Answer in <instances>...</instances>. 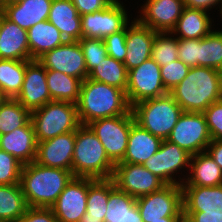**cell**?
Returning <instances> with one entry per match:
<instances>
[{
	"mask_svg": "<svg viewBox=\"0 0 222 222\" xmlns=\"http://www.w3.org/2000/svg\"><path fill=\"white\" fill-rule=\"evenodd\" d=\"M185 112H204L222 99V72L210 67H190L187 76L169 92Z\"/></svg>",
	"mask_w": 222,
	"mask_h": 222,
	"instance_id": "1",
	"label": "cell"
},
{
	"mask_svg": "<svg viewBox=\"0 0 222 222\" xmlns=\"http://www.w3.org/2000/svg\"><path fill=\"white\" fill-rule=\"evenodd\" d=\"M73 177L71 171L35 161L23 165L20 186L28 207L50 208Z\"/></svg>",
	"mask_w": 222,
	"mask_h": 222,
	"instance_id": "2",
	"label": "cell"
},
{
	"mask_svg": "<svg viewBox=\"0 0 222 222\" xmlns=\"http://www.w3.org/2000/svg\"><path fill=\"white\" fill-rule=\"evenodd\" d=\"M76 105L81 125H88L97 119L121 116L131 109L122 89L89 78L82 82Z\"/></svg>",
	"mask_w": 222,
	"mask_h": 222,
	"instance_id": "3",
	"label": "cell"
},
{
	"mask_svg": "<svg viewBox=\"0 0 222 222\" xmlns=\"http://www.w3.org/2000/svg\"><path fill=\"white\" fill-rule=\"evenodd\" d=\"M115 164L108 158L103 144L88 125L76 130L72 161L74 177L109 179L114 173Z\"/></svg>",
	"mask_w": 222,
	"mask_h": 222,
	"instance_id": "4",
	"label": "cell"
},
{
	"mask_svg": "<svg viewBox=\"0 0 222 222\" xmlns=\"http://www.w3.org/2000/svg\"><path fill=\"white\" fill-rule=\"evenodd\" d=\"M131 110L136 123L162 140L168 138L183 113L170 93L138 102Z\"/></svg>",
	"mask_w": 222,
	"mask_h": 222,
	"instance_id": "5",
	"label": "cell"
},
{
	"mask_svg": "<svg viewBox=\"0 0 222 222\" xmlns=\"http://www.w3.org/2000/svg\"><path fill=\"white\" fill-rule=\"evenodd\" d=\"M31 122L37 142L76 131L81 126L77 105L62 101H51L31 111Z\"/></svg>",
	"mask_w": 222,
	"mask_h": 222,
	"instance_id": "6",
	"label": "cell"
},
{
	"mask_svg": "<svg viewBox=\"0 0 222 222\" xmlns=\"http://www.w3.org/2000/svg\"><path fill=\"white\" fill-rule=\"evenodd\" d=\"M134 122V115L130 109L124 115L97 119L88 124L114 164L121 162L124 158L128 135Z\"/></svg>",
	"mask_w": 222,
	"mask_h": 222,
	"instance_id": "7",
	"label": "cell"
},
{
	"mask_svg": "<svg viewBox=\"0 0 222 222\" xmlns=\"http://www.w3.org/2000/svg\"><path fill=\"white\" fill-rule=\"evenodd\" d=\"M166 140L177 144L190 155L205 152L212 139L204 114L183 111Z\"/></svg>",
	"mask_w": 222,
	"mask_h": 222,
	"instance_id": "8",
	"label": "cell"
},
{
	"mask_svg": "<svg viewBox=\"0 0 222 222\" xmlns=\"http://www.w3.org/2000/svg\"><path fill=\"white\" fill-rule=\"evenodd\" d=\"M167 93L161 79L160 65L152 58L128 71L125 94L130 107L143 100Z\"/></svg>",
	"mask_w": 222,
	"mask_h": 222,
	"instance_id": "9",
	"label": "cell"
},
{
	"mask_svg": "<svg viewBox=\"0 0 222 222\" xmlns=\"http://www.w3.org/2000/svg\"><path fill=\"white\" fill-rule=\"evenodd\" d=\"M142 220L184 217L183 192L180 185L166 184L159 191L136 198Z\"/></svg>",
	"mask_w": 222,
	"mask_h": 222,
	"instance_id": "10",
	"label": "cell"
},
{
	"mask_svg": "<svg viewBox=\"0 0 222 222\" xmlns=\"http://www.w3.org/2000/svg\"><path fill=\"white\" fill-rule=\"evenodd\" d=\"M191 156L192 155L180 148L177 144L163 140L159 150L151 156L143 166L165 184L181 186L184 183V179L182 178L176 181L174 174H178L177 172L180 169L182 170L184 167L188 168L190 166Z\"/></svg>",
	"mask_w": 222,
	"mask_h": 222,
	"instance_id": "11",
	"label": "cell"
},
{
	"mask_svg": "<svg viewBox=\"0 0 222 222\" xmlns=\"http://www.w3.org/2000/svg\"><path fill=\"white\" fill-rule=\"evenodd\" d=\"M112 179L119 190L134 198L159 191L166 185L143 165L132 163L115 164Z\"/></svg>",
	"mask_w": 222,
	"mask_h": 222,
	"instance_id": "12",
	"label": "cell"
},
{
	"mask_svg": "<svg viewBox=\"0 0 222 222\" xmlns=\"http://www.w3.org/2000/svg\"><path fill=\"white\" fill-rule=\"evenodd\" d=\"M116 0L103 10L81 16L82 37L99 38L123 31L129 23L125 7Z\"/></svg>",
	"mask_w": 222,
	"mask_h": 222,
	"instance_id": "13",
	"label": "cell"
},
{
	"mask_svg": "<svg viewBox=\"0 0 222 222\" xmlns=\"http://www.w3.org/2000/svg\"><path fill=\"white\" fill-rule=\"evenodd\" d=\"M37 60L45 69L59 71L82 81L88 78L83 50L78 41H66Z\"/></svg>",
	"mask_w": 222,
	"mask_h": 222,
	"instance_id": "14",
	"label": "cell"
},
{
	"mask_svg": "<svg viewBox=\"0 0 222 222\" xmlns=\"http://www.w3.org/2000/svg\"><path fill=\"white\" fill-rule=\"evenodd\" d=\"M88 177H73L50 207L58 222H79L87 209Z\"/></svg>",
	"mask_w": 222,
	"mask_h": 222,
	"instance_id": "15",
	"label": "cell"
},
{
	"mask_svg": "<svg viewBox=\"0 0 222 222\" xmlns=\"http://www.w3.org/2000/svg\"><path fill=\"white\" fill-rule=\"evenodd\" d=\"M139 19L142 25L158 33L170 32L185 8L184 0H146Z\"/></svg>",
	"mask_w": 222,
	"mask_h": 222,
	"instance_id": "16",
	"label": "cell"
},
{
	"mask_svg": "<svg viewBox=\"0 0 222 222\" xmlns=\"http://www.w3.org/2000/svg\"><path fill=\"white\" fill-rule=\"evenodd\" d=\"M76 131L37 142L35 162L46 167L61 168L72 172Z\"/></svg>",
	"mask_w": 222,
	"mask_h": 222,
	"instance_id": "17",
	"label": "cell"
},
{
	"mask_svg": "<svg viewBox=\"0 0 222 222\" xmlns=\"http://www.w3.org/2000/svg\"><path fill=\"white\" fill-rule=\"evenodd\" d=\"M15 99L30 111L52 101L46 82V69L38 60L26 61L22 89Z\"/></svg>",
	"mask_w": 222,
	"mask_h": 222,
	"instance_id": "18",
	"label": "cell"
},
{
	"mask_svg": "<svg viewBox=\"0 0 222 222\" xmlns=\"http://www.w3.org/2000/svg\"><path fill=\"white\" fill-rule=\"evenodd\" d=\"M157 33L137 19L131 22L130 27H126L127 53L123 63L128 71L151 58L152 45Z\"/></svg>",
	"mask_w": 222,
	"mask_h": 222,
	"instance_id": "19",
	"label": "cell"
},
{
	"mask_svg": "<svg viewBox=\"0 0 222 222\" xmlns=\"http://www.w3.org/2000/svg\"><path fill=\"white\" fill-rule=\"evenodd\" d=\"M0 59L31 61L27 30L0 17Z\"/></svg>",
	"mask_w": 222,
	"mask_h": 222,
	"instance_id": "20",
	"label": "cell"
},
{
	"mask_svg": "<svg viewBox=\"0 0 222 222\" xmlns=\"http://www.w3.org/2000/svg\"><path fill=\"white\" fill-rule=\"evenodd\" d=\"M0 150L11 154L23 165L34 162L37 153V140L31 120L21 128L0 135Z\"/></svg>",
	"mask_w": 222,
	"mask_h": 222,
	"instance_id": "21",
	"label": "cell"
},
{
	"mask_svg": "<svg viewBox=\"0 0 222 222\" xmlns=\"http://www.w3.org/2000/svg\"><path fill=\"white\" fill-rule=\"evenodd\" d=\"M162 141L161 138L154 136L134 122L128 135V144L124 158L119 163L143 165L159 150Z\"/></svg>",
	"mask_w": 222,
	"mask_h": 222,
	"instance_id": "22",
	"label": "cell"
},
{
	"mask_svg": "<svg viewBox=\"0 0 222 222\" xmlns=\"http://www.w3.org/2000/svg\"><path fill=\"white\" fill-rule=\"evenodd\" d=\"M183 212L222 213V184L218 186H181Z\"/></svg>",
	"mask_w": 222,
	"mask_h": 222,
	"instance_id": "23",
	"label": "cell"
},
{
	"mask_svg": "<svg viewBox=\"0 0 222 222\" xmlns=\"http://www.w3.org/2000/svg\"><path fill=\"white\" fill-rule=\"evenodd\" d=\"M52 2L53 0H23L1 10L8 20L28 30L35 24L48 20Z\"/></svg>",
	"mask_w": 222,
	"mask_h": 222,
	"instance_id": "24",
	"label": "cell"
},
{
	"mask_svg": "<svg viewBox=\"0 0 222 222\" xmlns=\"http://www.w3.org/2000/svg\"><path fill=\"white\" fill-rule=\"evenodd\" d=\"M48 21L58 28L66 41L82 37L81 16L71 0H53Z\"/></svg>",
	"mask_w": 222,
	"mask_h": 222,
	"instance_id": "25",
	"label": "cell"
},
{
	"mask_svg": "<svg viewBox=\"0 0 222 222\" xmlns=\"http://www.w3.org/2000/svg\"><path fill=\"white\" fill-rule=\"evenodd\" d=\"M188 175L181 186L212 187L222 184V170L205 151L192 155Z\"/></svg>",
	"mask_w": 222,
	"mask_h": 222,
	"instance_id": "26",
	"label": "cell"
},
{
	"mask_svg": "<svg viewBox=\"0 0 222 222\" xmlns=\"http://www.w3.org/2000/svg\"><path fill=\"white\" fill-rule=\"evenodd\" d=\"M29 51L32 60L64 44L65 38L48 20L39 22L27 30Z\"/></svg>",
	"mask_w": 222,
	"mask_h": 222,
	"instance_id": "27",
	"label": "cell"
},
{
	"mask_svg": "<svg viewBox=\"0 0 222 222\" xmlns=\"http://www.w3.org/2000/svg\"><path fill=\"white\" fill-rule=\"evenodd\" d=\"M211 26L212 19L206 11L185 7L171 33L181 39H201L213 31Z\"/></svg>",
	"mask_w": 222,
	"mask_h": 222,
	"instance_id": "28",
	"label": "cell"
},
{
	"mask_svg": "<svg viewBox=\"0 0 222 222\" xmlns=\"http://www.w3.org/2000/svg\"><path fill=\"white\" fill-rule=\"evenodd\" d=\"M109 197V179L88 177L87 209L79 222H104Z\"/></svg>",
	"mask_w": 222,
	"mask_h": 222,
	"instance_id": "29",
	"label": "cell"
},
{
	"mask_svg": "<svg viewBox=\"0 0 222 222\" xmlns=\"http://www.w3.org/2000/svg\"><path fill=\"white\" fill-rule=\"evenodd\" d=\"M46 82L52 101L71 102L79 100L82 80L59 71L46 69Z\"/></svg>",
	"mask_w": 222,
	"mask_h": 222,
	"instance_id": "30",
	"label": "cell"
},
{
	"mask_svg": "<svg viewBox=\"0 0 222 222\" xmlns=\"http://www.w3.org/2000/svg\"><path fill=\"white\" fill-rule=\"evenodd\" d=\"M27 209L28 205L20 183L0 185V221L15 222Z\"/></svg>",
	"mask_w": 222,
	"mask_h": 222,
	"instance_id": "31",
	"label": "cell"
},
{
	"mask_svg": "<svg viewBox=\"0 0 222 222\" xmlns=\"http://www.w3.org/2000/svg\"><path fill=\"white\" fill-rule=\"evenodd\" d=\"M88 78L117 87L126 92L128 70L123 62L107 55L103 61L88 73Z\"/></svg>",
	"mask_w": 222,
	"mask_h": 222,
	"instance_id": "32",
	"label": "cell"
},
{
	"mask_svg": "<svg viewBox=\"0 0 222 222\" xmlns=\"http://www.w3.org/2000/svg\"><path fill=\"white\" fill-rule=\"evenodd\" d=\"M26 71V61L0 59V90L7 98L20 93Z\"/></svg>",
	"mask_w": 222,
	"mask_h": 222,
	"instance_id": "33",
	"label": "cell"
},
{
	"mask_svg": "<svg viewBox=\"0 0 222 222\" xmlns=\"http://www.w3.org/2000/svg\"><path fill=\"white\" fill-rule=\"evenodd\" d=\"M31 120V111L19 101L7 98L0 107V135L25 126Z\"/></svg>",
	"mask_w": 222,
	"mask_h": 222,
	"instance_id": "34",
	"label": "cell"
},
{
	"mask_svg": "<svg viewBox=\"0 0 222 222\" xmlns=\"http://www.w3.org/2000/svg\"><path fill=\"white\" fill-rule=\"evenodd\" d=\"M199 66L222 72V31L215 30L199 39Z\"/></svg>",
	"mask_w": 222,
	"mask_h": 222,
	"instance_id": "35",
	"label": "cell"
},
{
	"mask_svg": "<svg viewBox=\"0 0 222 222\" xmlns=\"http://www.w3.org/2000/svg\"><path fill=\"white\" fill-rule=\"evenodd\" d=\"M136 204V198L119 190L109 178V197L104 222H117Z\"/></svg>",
	"mask_w": 222,
	"mask_h": 222,
	"instance_id": "36",
	"label": "cell"
},
{
	"mask_svg": "<svg viewBox=\"0 0 222 222\" xmlns=\"http://www.w3.org/2000/svg\"><path fill=\"white\" fill-rule=\"evenodd\" d=\"M172 35L170 32L157 33L153 41L151 58L160 66L178 59V38Z\"/></svg>",
	"mask_w": 222,
	"mask_h": 222,
	"instance_id": "37",
	"label": "cell"
},
{
	"mask_svg": "<svg viewBox=\"0 0 222 222\" xmlns=\"http://www.w3.org/2000/svg\"><path fill=\"white\" fill-rule=\"evenodd\" d=\"M78 42L83 50L87 73H89L108 55L104 40L99 38L81 37Z\"/></svg>",
	"mask_w": 222,
	"mask_h": 222,
	"instance_id": "38",
	"label": "cell"
},
{
	"mask_svg": "<svg viewBox=\"0 0 222 222\" xmlns=\"http://www.w3.org/2000/svg\"><path fill=\"white\" fill-rule=\"evenodd\" d=\"M22 167L14 156L0 150V185L19 184Z\"/></svg>",
	"mask_w": 222,
	"mask_h": 222,
	"instance_id": "39",
	"label": "cell"
},
{
	"mask_svg": "<svg viewBox=\"0 0 222 222\" xmlns=\"http://www.w3.org/2000/svg\"><path fill=\"white\" fill-rule=\"evenodd\" d=\"M189 69L190 67L179 59L160 66L161 79L168 93L187 76Z\"/></svg>",
	"mask_w": 222,
	"mask_h": 222,
	"instance_id": "40",
	"label": "cell"
},
{
	"mask_svg": "<svg viewBox=\"0 0 222 222\" xmlns=\"http://www.w3.org/2000/svg\"><path fill=\"white\" fill-rule=\"evenodd\" d=\"M203 114L211 139L222 141V99L212 103Z\"/></svg>",
	"mask_w": 222,
	"mask_h": 222,
	"instance_id": "41",
	"label": "cell"
},
{
	"mask_svg": "<svg viewBox=\"0 0 222 222\" xmlns=\"http://www.w3.org/2000/svg\"><path fill=\"white\" fill-rule=\"evenodd\" d=\"M178 59L189 67L199 66V39L178 38Z\"/></svg>",
	"mask_w": 222,
	"mask_h": 222,
	"instance_id": "42",
	"label": "cell"
},
{
	"mask_svg": "<svg viewBox=\"0 0 222 222\" xmlns=\"http://www.w3.org/2000/svg\"><path fill=\"white\" fill-rule=\"evenodd\" d=\"M104 45L108 56L124 62L127 53L126 47V28L123 31L113 33L104 39Z\"/></svg>",
	"mask_w": 222,
	"mask_h": 222,
	"instance_id": "43",
	"label": "cell"
},
{
	"mask_svg": "<svg viewBox=\"0 0 222 222\" xmlns=\"http://www.w3.org/2000/svg\"><path fill=\"white\" fill-rule=\"evenodd\" d=\"M15 222H58L51 208L28 207L25 214Z\"/></svg>",
	"mask_w": 222,
	"mask_h": 222,
	"instance_id": "44",
	"label": "cell"
},
{
	"mask_svg": "<svg viewBox=\"0 0 222 222\" xmlns=\"http://www.w3.org/2000/svg\"><path fill=\"white\" fill-rule=\"evenodd\" d=\"M80 16L103 10L116 0H71Z\"/></svg>",
	"mask_w": 222,
	"mask_h": 222,
	"instance_id": "45",
	"label": "cell"
},
{
	"mask_svg": "<svg viewBox=\"0 0 222 222\" xmlns=\"http://www.w3.org/2000/svg\"><path fill=\"white\" fill-rule=\"evenodd\" d=\"M184 222H222V213L183 212Z\"/></svg>",
	"mask_w": 222,
	"mask_h": 222,
	"instance_id": "46",
	"label": "cell"
},
{
	"mask_svg": "<svg viewBox=\"0 0 222 222\" xmlns=\"http://www.w3.org/2000/svg\"><path fill=\"white\" fill-rule=\"evenodd\" d=\"M221 1L222 0H184V4L187 8L208 11L209 13L210 9L220 4Z\"/></svg>",
	"mask_w": 222,
	"mask_h": 222,
	"instance_id": "47",
	"label": "cell"
},
{
	"mask_svg": "<svg viewBox=\"0 0 222 222\" xmlns=\"http://www.w3.org/2000/svg\"><path fill=\"white\" fill-rule=\"evenodd\" d=\"M206 152L222 170V141L211 140L206 148Z\"/></svg>",
	"mask_w": 222,
	"mask_h": 222,
	"instance_id": "48",
	"label": "cell"
},
{
	"mask_svg": "<svg viewBox=\"0 0 222 222\" xmlns=\"http://www.w3.org/2000/svg\"><path fill=\"white\" fill-rule=\"evenodd\" d=\"M117 222H143L137 205L135 204L121 219Z\"/></svg>",
	"mask_w": 222,
	"mask_h": 222,
	"instance_id": "49",
	"label": "cell"
},
{
	"mask_svg": "<svg viewBox=\"0 0 222 222\" xmlns=\"http://www.w3.org/2000/svg\"><path fill=\"white\" fill-rule=\"evenodd\" d=\"M143 222H184V217H164L161 220H143Z\"/></svg>",
	"mask_w": 222,
	"mask_h": 222,
	"instance_id": "50",
	"label": "cell"
},
{
	"mask_svg": "<svg viewBox=\"0 0 222 222\" xmlns=\"http://www.w3.org/2000/svg\"><path fill=\"white\" fill-rule=\"evenodd\" d=\"M21 1L23 0H0V9L6 6L12 5V4L19 3Z\"/></svg>",
	"mask_w": 222,
	"mask_h": 222,
	"instance_id": "51",
	"label": "cell"
},
{
	"mask_svg": "<svg viewBox=\"0 0 222 222\" xmlns=\"http://www.w3.org/2000/svg\"><path fill=\"white\" fill-rule=\"evenodd\" d=\"M7 97L4 95V93L0 90V107L5 102Z\"/></svg>",
	"mask_w": 222,
	"mask_h": 222,
	"instance_id": "52",
	"label": "cell"
},
{
	"mask_svg": "<svg viewBox=\"0 0 222 222\" xmlns=\"http://www.w3.org/2000/svg\"><path fill=\"white\" fill-rule=\"evenodd\" d=\"M221 6L219 7V8H221V10H220V16H222V1H221V4H220Z\"/></svg>",
	"mask_w": 222,
	"mask_h": 222,
	"instance_id": "53",
	"label": "cell"
}]
</instances>
